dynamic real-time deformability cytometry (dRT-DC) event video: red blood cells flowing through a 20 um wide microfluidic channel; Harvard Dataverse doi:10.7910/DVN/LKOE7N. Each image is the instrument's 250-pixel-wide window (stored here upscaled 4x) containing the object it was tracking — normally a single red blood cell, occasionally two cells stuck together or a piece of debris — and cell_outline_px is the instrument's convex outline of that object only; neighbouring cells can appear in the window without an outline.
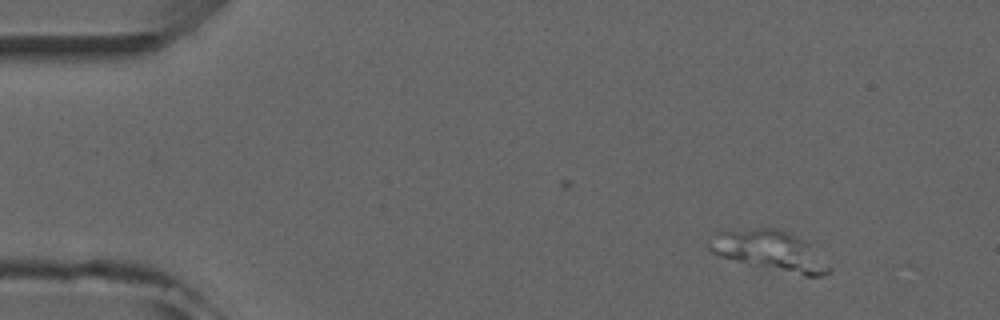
{"species": "common noctule bat (a hibernating species)", "species_latin": "Nyctalus noctula", "temperature_condition": "room temperature", "stored_images_in_passage": 4, "camera_frame_rate_fps": 3000, "um_per_image_px": 0.085, "animal": {"sex": "male", "forearm_length_mm": 52.5}, "frame": {"image": 1, "passage_image": 1, "time_ms": 0.0, "image_size_px": [1000, 320], "cell_outline_px": [[832, 268], [824, 276], [804, 276], [720, 256], [712, 252], [708, 248], [708, 244], [716, 232], [756, 228], [772, 228], [784, 232], [804, 240]], "centroid_in_image_um": [65.43, 21.32], "position_along_channel_um": 19.6, "area_um2": 26.93}}